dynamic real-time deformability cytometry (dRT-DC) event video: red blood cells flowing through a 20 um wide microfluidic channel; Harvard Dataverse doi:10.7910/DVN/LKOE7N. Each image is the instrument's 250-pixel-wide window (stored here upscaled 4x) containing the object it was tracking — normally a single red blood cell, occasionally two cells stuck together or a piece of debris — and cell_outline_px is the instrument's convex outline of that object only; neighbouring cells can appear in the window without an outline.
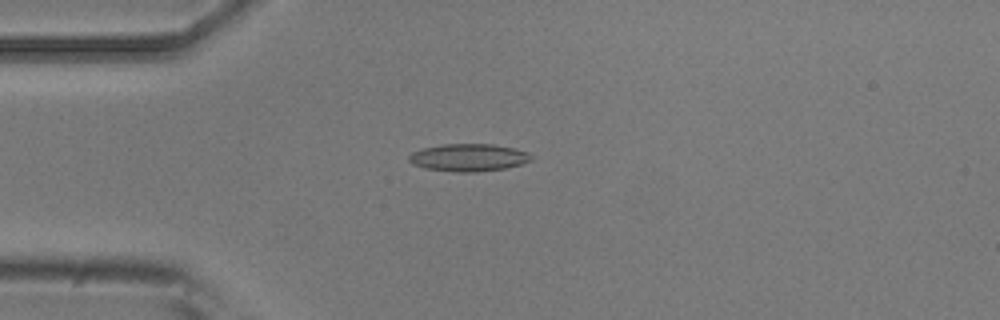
{"species": "common noctule bat (a hibernating species)", "species_latin": "Nyctalus noctula", "temperature_condition": "room temperature", "stored_images_in_passage": 36, "camera_frame_rate_fps": 3000, "um_per_image_px": 0.085, "animal": {"sex": "male", "body_mass_g": 20.5, "forearm_length_mm": 52.5}, "frame": {"image": 1, "passage_image": 5, "time_ms": 1.333, "image_size_px": [1000, 320], "cell_outline_px": [[532, 160], [520, 164], [504, 168], [476, 172], [456, 172], [424, 168], [412, 164], [408, 160], [408, 156], [412, 152], [424, 148], [444, 144], [492, 144], [516, 148], [528, 152], [532, 156]], "centroid_in_image_um": [39.82, 13.39], "position_along_channel_um": 45.2, "area_um2": 19.59}}
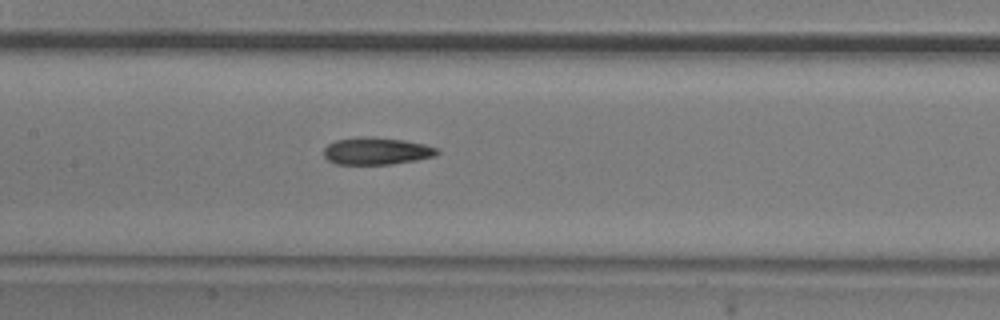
{"frame": {"image": 2, "passage_image": 16, "time_ms": 5.0, "image_size_px": [1000, 320], "cell_outline_px": [[440, 152], [436, 156], [416, 160], [388, 164], [336, 164], [328, 160], [324, 156], [324, 148], [328, 144], [336, 140], [360, 136], [372, 136], [404, 140], [424, 144], [440, 148]], "centroid_in_image_um": [32.02, 12.82], "position_along_channel_um": 175.4, "area_um2": 18.15}}
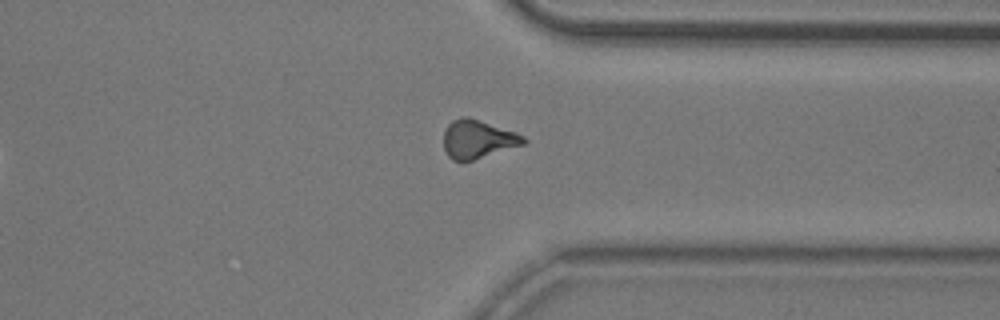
{"frame": {"image": 3, "passage_image": 31, "time_ms": 10.0, "image_size_px": [1000, 320], "cell_outline_px": [[528, 140], [524, 144], [472, 160], [452, 160], [448, 156], [444, 148], [444, 132], [448, 124], [452, 120], [460, 116], [468, 116], [516, 132], [524, 136]], "centroid_in_image_um": [40.61, 11.81], "position_along_channel_um": 370.8, "area_um2": 17.8}, "authors_computed_cell_mechanics": {"area_um2": 17.9758, "velocity_mm_per_s": 3.9589, "shape_relaxation_time_tau1_ms": null, "shape_relaxation_time_tau2_ms": 4.5808, "deformation_change_tau1": null, "deformation_change_tau2": 0.1382}}